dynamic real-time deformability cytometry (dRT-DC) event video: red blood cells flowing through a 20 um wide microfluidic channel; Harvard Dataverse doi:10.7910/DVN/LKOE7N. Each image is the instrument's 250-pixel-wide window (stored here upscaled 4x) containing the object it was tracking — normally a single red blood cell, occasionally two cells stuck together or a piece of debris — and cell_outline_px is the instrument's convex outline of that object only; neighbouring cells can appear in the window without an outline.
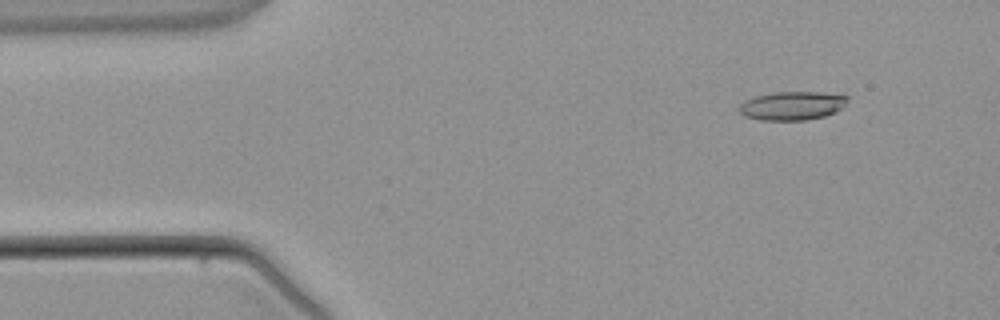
{"species": "common noctule bat (a hibernating species)", "species_latin": "Nyctalus noctula", "temperature_condition": "warm", "stored_images_in_passage": 3, "camera_frame_rate_fps": 3000, "um_per_image_px": 0.085, "animal": {"sex": "male", "body_mass_g": 21.5, "forearm_length_mm": 52.0}, "frame": {"image": 1, "passage_image": 3, "time_ms": 3.0, "image_size_px": [1000, 320], "cell_outline_px": [[848, 100], [840, 108], [824, 116], [804, 120], [760, 120], [744, 116], [740, 112], [740, 104], [744, 100], [756, 96], [776, 92], [820, 92], [848, 96]], "centroid_in_image_um": [67.29, 8.98], "position_along_channel_um": 17.7, "area_um2": 17.8}}